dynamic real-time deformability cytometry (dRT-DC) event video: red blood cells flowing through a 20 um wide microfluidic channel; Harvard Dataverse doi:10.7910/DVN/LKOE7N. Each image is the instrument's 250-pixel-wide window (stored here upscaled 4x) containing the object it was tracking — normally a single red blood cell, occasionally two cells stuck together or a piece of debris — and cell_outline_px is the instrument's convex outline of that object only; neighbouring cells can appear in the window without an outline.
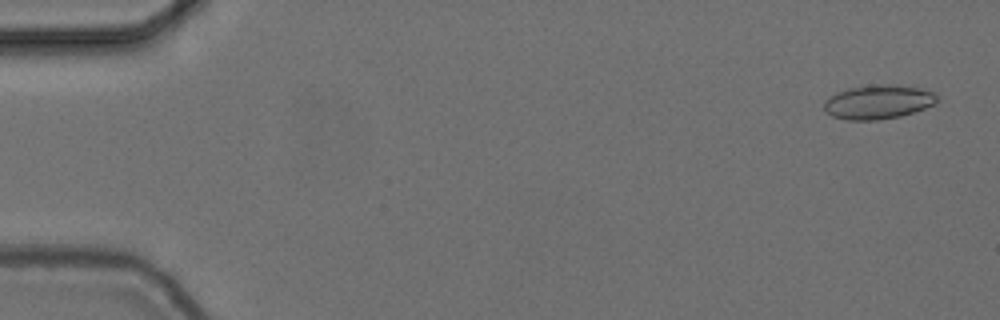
{"species": "common noctule bat (a hibernating species)", "species_latin": "Nyctalus noctula", "temperature_condition": "cold", "stored_images_in_passage": 55, "camera_frame_rate_fps": 3000, "um_per_image_px": 0.085, "animal": {"sex": "female", "body_mass_g": 24.6, "forearm_length_mm": 56.2}, "frame": {"image": 1, "passage_image": 2, "time_ms": 0.333, "image_size_px": [1000, 320], "cell_outline_px": [[936, 104], [900, 116], [876, 120], [848, 120], [832, 116], [824, 108], [824, 100], [836, 92], [848, 88], [872, 84], [892, 84], [920, 88], [936, 92]], "centroid_in_image_um": [74.64, 8.65], "position_along_channel_um": 10.4, "area_um2": 22.48}}
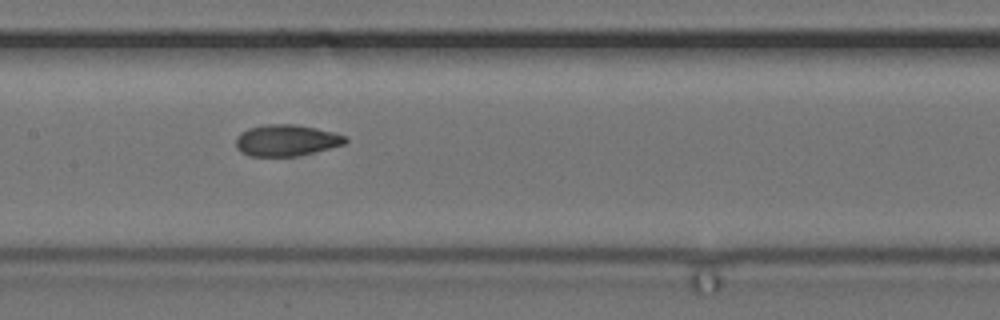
{"frame": {"image": 2, "passage_image": 27, "time_ms": 8.667, "image_size_px": [1000, 320], "cell_outline_px": [[348, 140], [344, 144], [296, 156], [248, 156], [240, 152], [236, 148], [236, 136], [240, 132], [248, 128], [264, 124], [292, 124], [316, 128], [336, 132], [348, 136]], "centroid_in_image_um": [24.31, 11.92], "position_along_channel_um": 183.1, "area_um2": 20.17}}
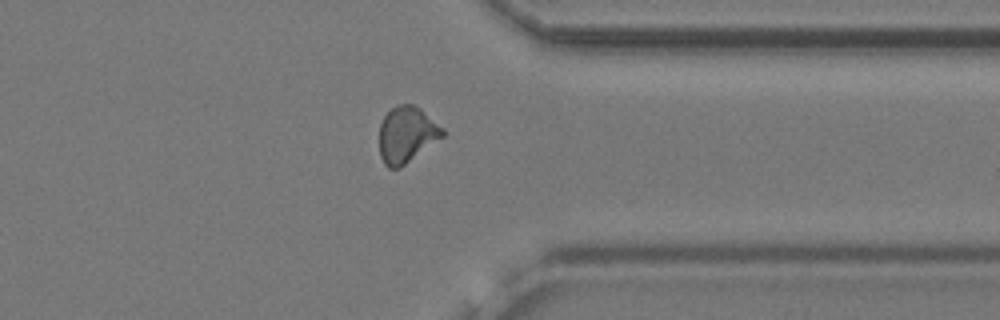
{"frame": {"image": 3, "passage_image": 43, "time_ms": 14.0, "image_size_px": [1000, 320], "cell_outline_px": [[444, 136], [400, 168], [388, 168], [384, 164], [380, 156], [380, 124], [384, 116], [396, 104], [412, 104], [420, 108], [444, 128]], "centroid_in_image_um": [34.57, 11.44], "position_along_channel_um": 376.8, "area_um2": 20.69}, "authors_computed_cell_mechanics": {"area_um2": 20.23, "velocity_mm_per_s": 3.7312, "shape_relaxation_time_tau1_ms": null, "shape_relaxation_time_tau2_ms": 1.775, "deformation_change_tau1": null, "deformation_change_tau2": 0.0738}}